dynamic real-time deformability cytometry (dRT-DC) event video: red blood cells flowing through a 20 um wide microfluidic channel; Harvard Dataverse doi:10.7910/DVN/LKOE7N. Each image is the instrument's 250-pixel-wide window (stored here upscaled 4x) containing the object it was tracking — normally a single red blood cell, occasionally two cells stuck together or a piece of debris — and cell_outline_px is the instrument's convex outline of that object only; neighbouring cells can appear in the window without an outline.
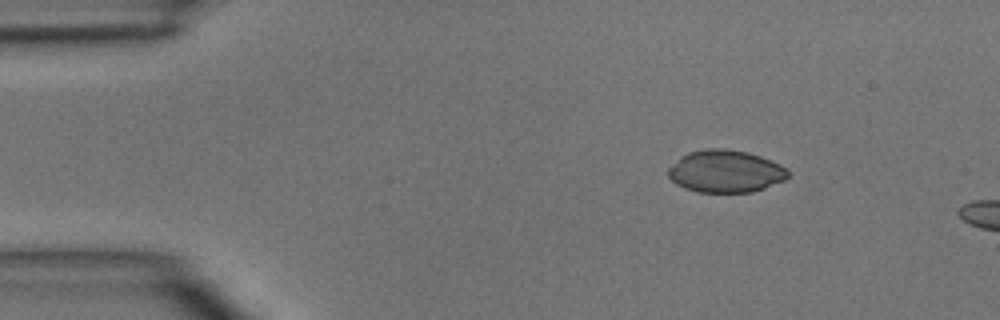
{"species": "common noctule bat (a hibernating species)", "species_latin": "Nyctalus noctula", "temperature_condition": "room temperature", "stored_images_in_passage": 2, "camera_frame_rate_fps": 3000, "um_per_image_px": 0.085, "animal": {"sex": "male", "body_mass_g": 15.6}, "frame": {"image": 1, "passage_image": 1, "time_ms": 0.0, "image_size_px": [1000, 320], "cell_outline_px": [[788, 176], [784, 180], [764, 188], [752, 192], [700, 192], [684, 188], [676, 184], [668, 176], [668, 168], [680, 156], [688, 152], [704, 148], [724, 148], [748, 152], [772, 160], [780, 164], [788, 172]], "centroid_in_image_um": [61.64, 14.55], "position_along_channel_um": 23.4, "area_um2": 29.65}}